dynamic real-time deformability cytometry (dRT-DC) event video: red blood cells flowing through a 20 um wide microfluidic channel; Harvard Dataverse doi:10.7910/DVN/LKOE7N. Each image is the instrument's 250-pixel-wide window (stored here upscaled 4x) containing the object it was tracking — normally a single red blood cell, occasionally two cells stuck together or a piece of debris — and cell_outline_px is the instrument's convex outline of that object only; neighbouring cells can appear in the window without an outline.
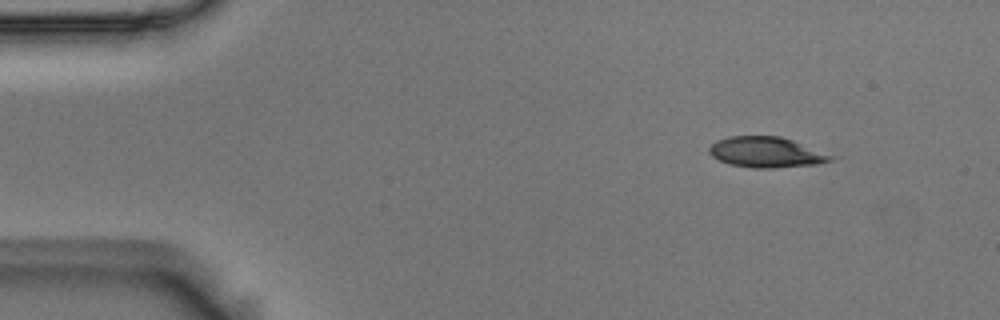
{"species": "Egyptian fruit bat (a non-hibernating species)", "species_latin": "Rousettus aegyptiacus", "temperature_condition": "room temperature", "stored_images_in_passage": 7, "camera_frame_rate_fps": 3000, "um_per_image_px": 0.085, "animal": {"sex": "male"}, "frame": {"image": 1, "passage_image": 1, "time_ms": 0.0, "image_size_px": [1000, 320], "cell_outline_px": [[840, 156], [832, 160], [816, 164], [772, 168], [752, 168], [728, 164], [712, 156], [708, 152], [708, 148], [716, 140], [728, 136], [780, 136]], "centroid_in_image_um": [65.17, 12.94], "position_along_channel_um": 19.8, "area_um2": 21.96}}
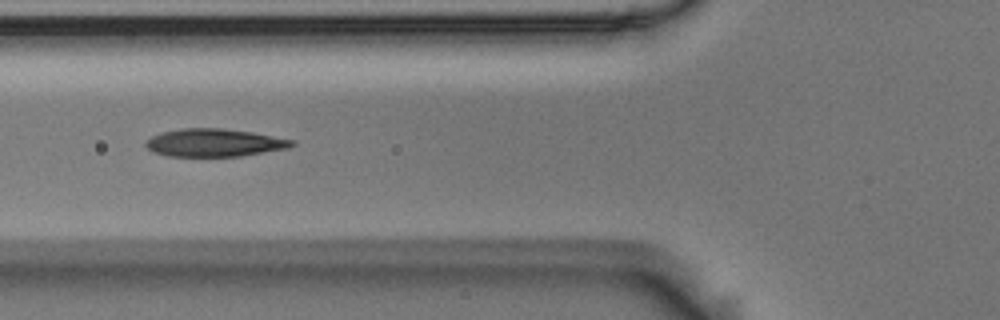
{"frame": {"image": 2, "passage_image": 5, "time_ms": 1.333, "image_size_px": [1000, 320], "cell_outline_px": [[296, 144], [288, 148], [240, 156], [168, 156], [156, 152], [148, 148], [144, 144], [152, 136], [160, 132], [184, 128], [224, 128], [252, 132], [296, 140]], "centroid_in_image_um": [18.26, 12.12], "position_along_channel_um": 107.5, "area_um2": 23.64}}
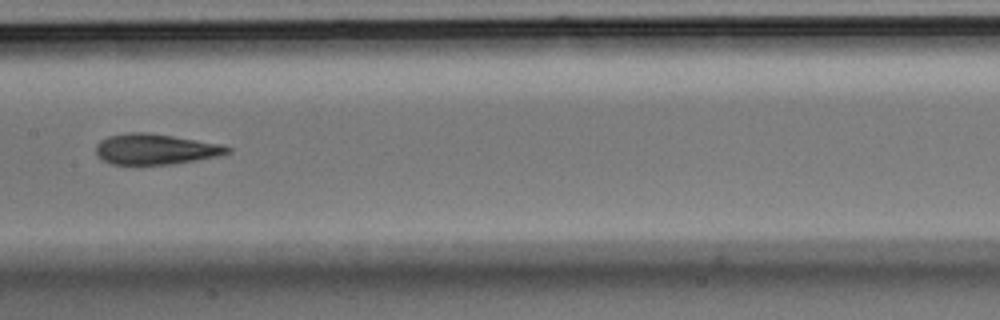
{"frame": {"image": 3, "passage_image": 7, "time_ms": 2.0, "image_size_px": [1000, 320], "cell_outline_px": [[232, 152], [220, 156], [172, 164], [136, 168], [112, 164], [96, 156], [96, 144], [100, 140], [108, 136], [124, 132], [148, 132], [224, 144], [232, 148]], "centroid_in_image_um": [13.2, 12.71], "position_along_channel_um": 194.2, "area_um2": 24.62}}